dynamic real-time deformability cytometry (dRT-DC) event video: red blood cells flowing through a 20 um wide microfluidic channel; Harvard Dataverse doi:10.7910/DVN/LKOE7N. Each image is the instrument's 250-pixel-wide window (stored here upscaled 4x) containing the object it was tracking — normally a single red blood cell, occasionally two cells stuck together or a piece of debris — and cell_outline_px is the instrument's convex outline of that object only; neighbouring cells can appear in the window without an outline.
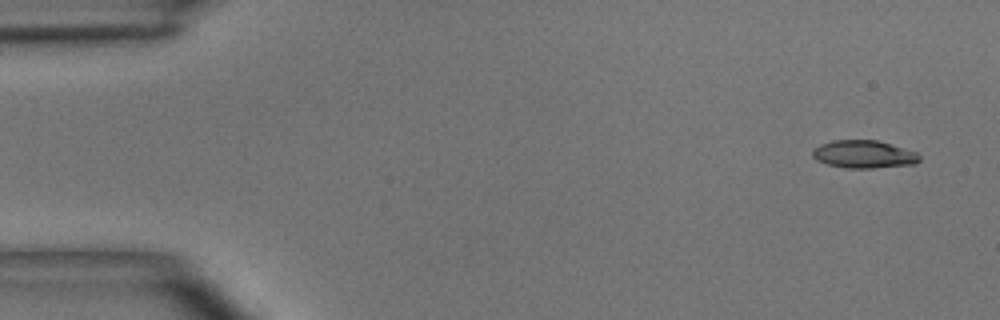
{"species": "common noctule bat (a hibernating species)", "species_latin": "Nyctalus noctula", "temperature_condition": "room temperature", "stored_images_in_passage": 3, "camera_frame_rate_fps": 3000, "um_per_image_px": 0.085, "animal": {"sex": "male", "body_mass_g": 15.6}, "frame": {"image": 1, "passage_image": 1, "time_ms": 0.0, "image_size_px": [1000, 320], "cell_outline_px": [[920, 160], [916, 164], [872, 168], [844, 168], [828, 164], [816, 160], [812, 156], [812, 148], [820, 144], [832, 140], [876, 140], [916, 152], [920, 156]], "centroid_in_image_um": [73.39, 13.11], "position_along_channel_um": 11.6, "area_um2": 17.34}}